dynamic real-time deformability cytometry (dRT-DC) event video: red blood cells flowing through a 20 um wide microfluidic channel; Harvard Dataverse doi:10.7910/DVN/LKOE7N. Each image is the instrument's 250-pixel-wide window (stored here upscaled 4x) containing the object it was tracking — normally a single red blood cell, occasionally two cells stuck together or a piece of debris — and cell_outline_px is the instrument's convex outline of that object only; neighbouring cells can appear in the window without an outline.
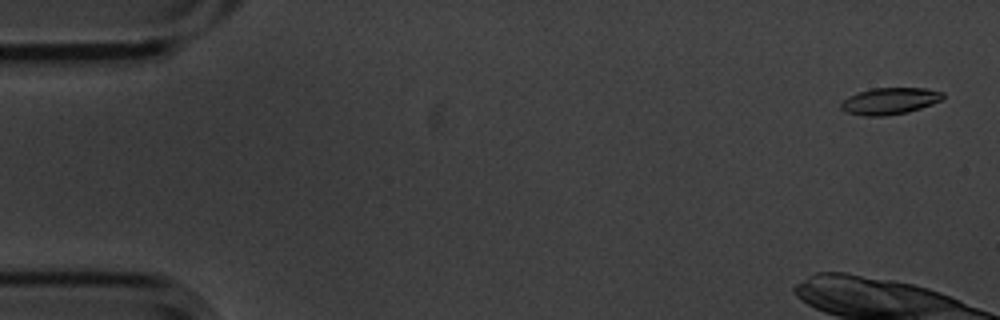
{"species": "common noctule bat (a hibernating species)", "species_latin": "Nyctalus noctula", "temperature_condition": "cold", "stored_images_in_passage": 7, "camera_frame_rate_fps": 3000, "um_per_image_px": 0.085, "animal": {"sex": "male", "body_mass_g": 20.1, "forearm_length_mm": 53.5}, "frame": {"image": 1, "passage_image": 1, "time_ms": 0.0, "image_size_px": [1000, 320], "cell_outline_px": [[944, 96], [940, 100], [932, 104], [908, 112], [884, 116], [864, 116], [848, 112], [840, 108], [840, 104], [848, 96], [872, 88], [924, 88], [944, 92]], "centroid_in_image_um": [75.63, 8.58], "position_along_channel_um": 9.4, "area_um2": 15.72}}